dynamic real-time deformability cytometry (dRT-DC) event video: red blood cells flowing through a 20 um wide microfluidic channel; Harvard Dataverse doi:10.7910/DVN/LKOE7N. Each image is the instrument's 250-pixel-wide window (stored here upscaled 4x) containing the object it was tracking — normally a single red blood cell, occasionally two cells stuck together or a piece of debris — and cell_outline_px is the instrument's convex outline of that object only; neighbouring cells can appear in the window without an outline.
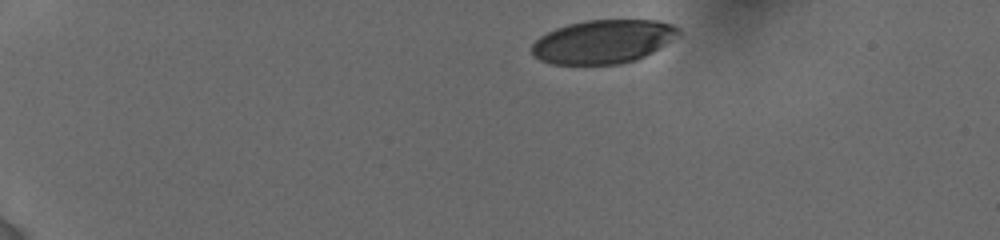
{"species": "human", "species_latin": "Homo sapiens", "temperature_condition": "cold", "stored_images_in_passage": 25, "camera_frame_rate_fps": 3000, "um_per_image_px": 0.085, "donor": {"sex": "female"}, "frame": {"image": 1, "passage_image": 1, "time_ms": 0.0, "image_size_px": [1000, 240], "cell_outline_px": [[680, 36], [652, 52], [636, 60], [620, 64], [552, 64], [540, 60], [532, 56], [532, 44], [540, 36], [556, 28], [568, 24], [588, 20], [656, 20], [672, 24], [680, 28]], "centroid_in_image_um": [51.28, 3.54], "position_along_channel_um": 33.7, "area_um2": 37.4}}
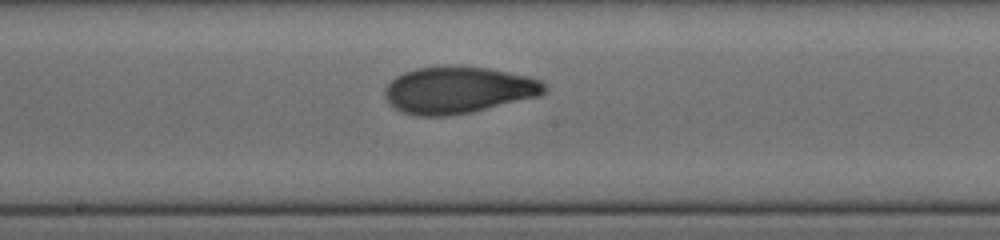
{"frame": {"image": 2, "passage_image": 15, "time_ms": 7.0, "image_size_px": [1000, 240], "cell_outline_px": [[548, 88], [540, 96], [472, 112], [448, 116], [416, 116], [404, 112], [388, 104], [384, 96], [384, 88], [396, 76], [404, 72], [416, 68], [452, 64], [460, 64], [488, 68], [528, 76], [540, 80]], "centroid_in_image_um": [38.93, 7.63], "position_along_channel_um": 209.3, "area_um2": 44.16}}
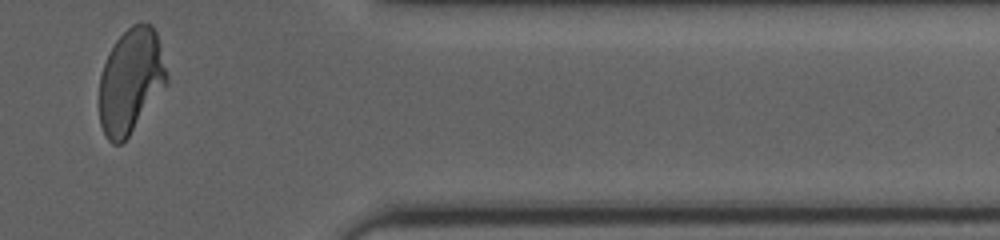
{"frame": {"image": 3, "passage_image": 25, "time_ms": 12.333, "image_size_px": [1000, 240], "cell_outline_px": [[168, 84], [128, 136], [120, 144], [112, 144], [104, 136], [100, 124], [100, 76], [104, 64], [116, 40], [132, 24], [152, 24], [156, 32], [160, 44], [168, 76]], "centroid_in_image_um": [11.13, 6.9], "position_along_channel_um": 400.3, "area_um2": 40.98}, "authors_computed_cell_mechanics": {"area_um2": 41.5004, "velocity_mm_per_s": 3.8554, "shape_relaxation_time_tau1_ms": 4.778, "shape_relaxation_time_tau2_ms": 1.2561, "deformation_change_tau1": 0.1758, "deformation_change_tau2": 0.0673}}